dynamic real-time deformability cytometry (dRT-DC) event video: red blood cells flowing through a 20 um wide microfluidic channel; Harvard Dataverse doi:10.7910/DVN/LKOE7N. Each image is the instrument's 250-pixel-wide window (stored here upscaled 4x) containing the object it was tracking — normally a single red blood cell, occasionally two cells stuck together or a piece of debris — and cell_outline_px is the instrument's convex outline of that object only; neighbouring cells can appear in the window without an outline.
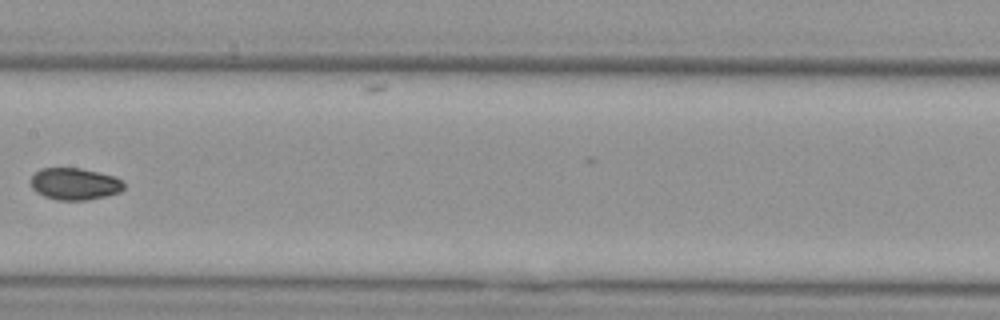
{"species": "Egyptian fruit bat (a non-hibernating species)", "species_latin": "Rousettus aegyptiacus", "temperature_condition": "cold", "stored_images_in_passage": 6, "camera_frame_rate_fps": 3000, "um_per_image_px": 0.085, "animal": {"sex": "female"}, "frame": {"image": 1, "passage_image": 5, "time_ms": 5.333, "image_size_px": [1000, 320], "cell_outline_px": [[124, 188], [120, 192], [88, 200], [56, 200], [44, 196], [36, 192], [32, 188], [32, 176], [40, 168], [80, 168], [112, 176], [124, 180]], "centroid_in_image_um": [6.35, 15.64], "position_along_channel_um": 201.1, "area_um2": 17.22}}